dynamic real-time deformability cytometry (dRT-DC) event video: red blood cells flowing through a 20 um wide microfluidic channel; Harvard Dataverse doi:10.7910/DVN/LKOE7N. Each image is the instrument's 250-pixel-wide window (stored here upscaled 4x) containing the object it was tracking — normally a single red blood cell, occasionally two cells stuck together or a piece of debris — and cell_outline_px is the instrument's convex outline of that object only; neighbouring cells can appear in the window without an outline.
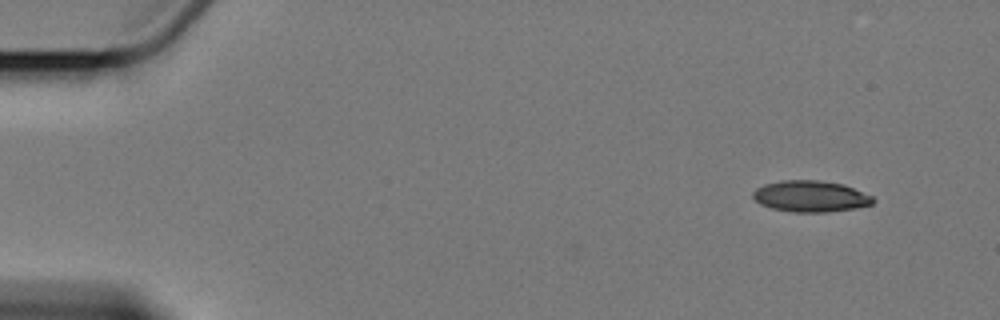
{"species": "Egyptian fruit bat (a non-hibernating species)", "species_latin": "Rousettus aegyptiacus", "temperature_condition": "cold", "stored_images_in_passage": 5, "camera_frame_rate_fps": 3000, "um_per_image_px": 0.085, "animal": {"sex": "female"}, "frame": {"image": 1, "passage_image": 1, "time_ms": 0.0, "image_size_px": [1000, 320], "cell_outline_px": [[876, 200], [872, 204], [856, 208], [828, 212], [792, 212], [772, 208], [760, 204], [752, 196], [752, 192], [756, 188], [764, 184], [780, 180], [820, 180], [844, 184], [872, 196]], "centroid_in_image_um": [68.89, 16.68], "position_along_channel_um": 16.1, "area_um2": 22.02}}
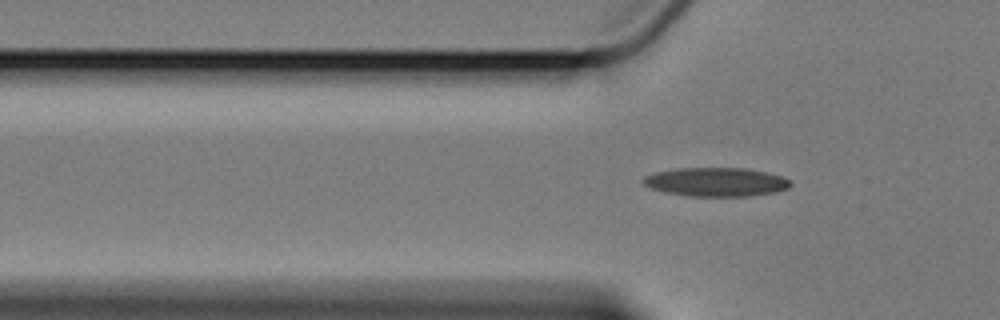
{"frame": {"image": 2, "passage_image": 5, "time_ms": 4.667, "image_size_px": [1000, 320], "cell_outline_px": [[792, 184], [788, 188], [776, 192], [752, 196], [688, 196], [664, 192], [648, 188], [640, 180], [644, 176], [652, 172], [676, 168], [748, 168], [768, 172], [784, 176]], "centroid_in_image_um": [60.84, 15.46], "position_along_channel_um": 65.0, "area_um2": 25.2}}